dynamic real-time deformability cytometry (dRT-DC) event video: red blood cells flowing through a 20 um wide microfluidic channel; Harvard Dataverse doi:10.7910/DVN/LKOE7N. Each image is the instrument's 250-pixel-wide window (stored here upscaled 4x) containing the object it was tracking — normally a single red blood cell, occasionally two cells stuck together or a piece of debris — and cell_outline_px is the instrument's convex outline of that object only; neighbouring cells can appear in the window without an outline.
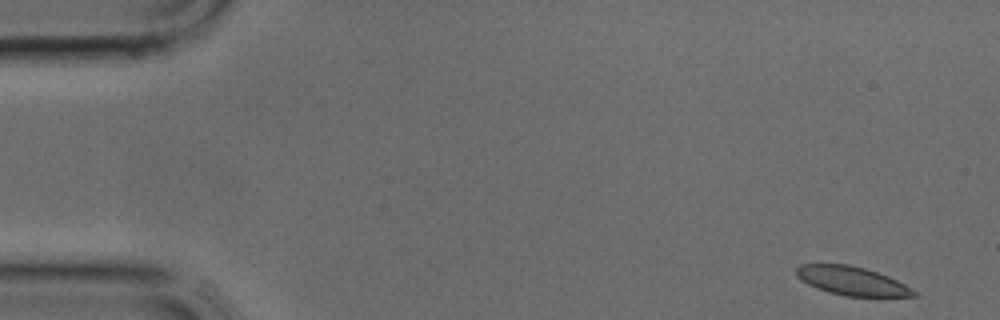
{"species": "common noctule bat (a hibernating species)", "species_latin": "Nyctalus noctula", "temperature_condition": "cold", "stored_images_in_passage": 37, "camera_frame_rate_fps": 3000, "um_per_image_px": 0.085, "animal": {"sex": "male", "body_mass_g": 17.9, "forearm_length_mm": 54.2}, "frame": {"image": 1, "passage_image": 1, "time_ms": 0.0, "image_size_px": [1000, 320], "cell_outline_px": [[916, 296], [844, 296], [828, 292], [816, 288], [808, 284], [796, 276], [796, 268], [800, 264], [848, 264], [864, 268], [888, 276], [904, 284], [916, 292]], "centroid_in_image_um": [72.36, 23.87], "position_along_channel_um": 12.6, "area_um2": 19.42}}
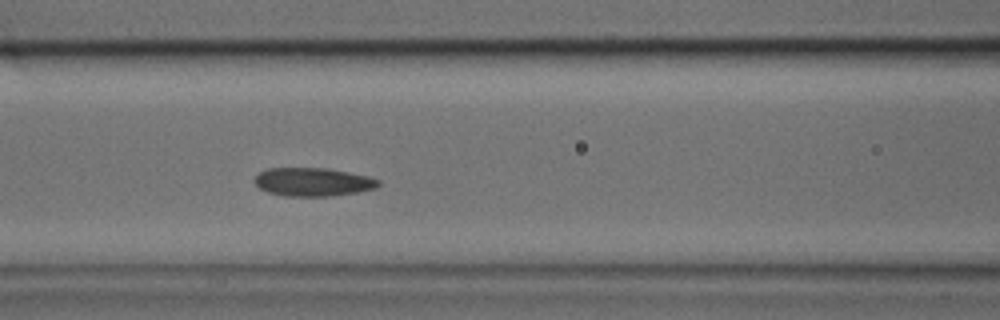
{"frame": {"image": 2, "passage_image": 15, "time_ms": 4.667, "image_size_px": [1000, 320], "cell_outline_px": [[380, 184], [376, 188], [356, 192], [332, 196], [284, 196], [268, 192], [260, 188], [256, 184], [256, 176], [260, 172], [268, 168], [328, 168], [368, 176], [380, 180]], "centroid_in_image_um": [26.62, 15.46], "position_along_channel_um": 140.0, "area_um2": 20.4}}
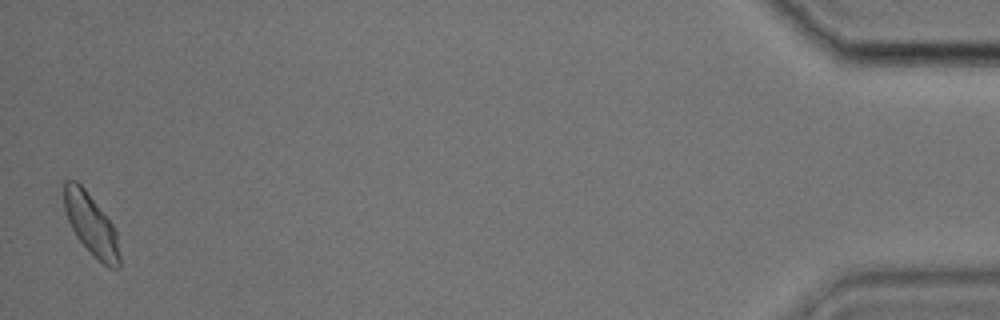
{"frame": {"image": 3, "passage_image": 37, "time_ms": 12.0, "image_size_px": [1000, 320], "cell_outline_px": [[120, 268], [108, 268], [92, 256], [76, 236], [68, 220], [64, 208], [64, 180], [76, 180], [84, 188], [112, 224], [116, 232], [120, 256]], "centroid_in_image_um": [7.74, 19.13], "position_along_channel_um": 427.5, "area_um2": 19.77}}